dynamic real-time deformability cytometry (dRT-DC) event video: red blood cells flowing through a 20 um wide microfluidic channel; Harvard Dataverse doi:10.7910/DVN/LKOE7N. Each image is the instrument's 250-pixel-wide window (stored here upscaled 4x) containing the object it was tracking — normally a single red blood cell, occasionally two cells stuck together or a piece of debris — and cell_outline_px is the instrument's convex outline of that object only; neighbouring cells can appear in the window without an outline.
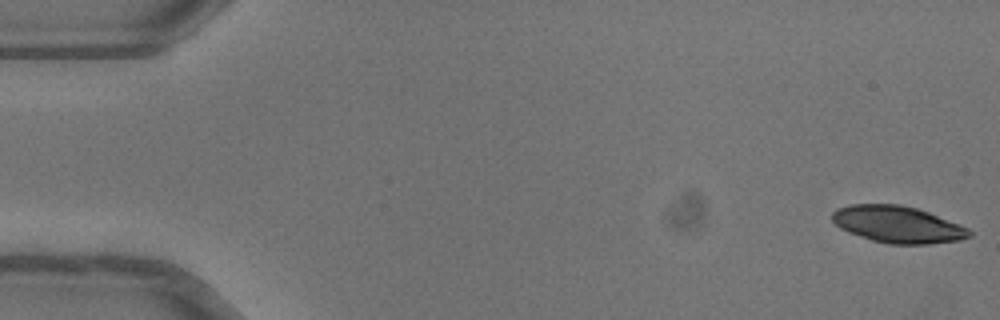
{"species": "common noctule bat (a hibernating species)", "species_latin": "Nyctalus noctula", "temperature_condition": "warm", "stored_images_in_passage": 10, "camera_frame_rate_fps": 3000, "um_per_image_px": 0.085, "animal": {"sex": "female"}, "frame": {"image": 1, "passage_image": 1, "time_ms": 0.0, "image_size_px": [1000, 320], "cell_outline_px": [[972, 236], [960, 240], [928, 244], [888, 244], [872, 240], [848, 232], [840, 228], [832, 220], [832, 212], [836, 208], [848, 204], [900, 204], [916, 208], [928, 212], [960, 224], [968, 228], [972, 232]], "centroid_in_image_um": [76.3, 19.07], "position_along_channel_um": 8.7, "area_um2": 29.54}}